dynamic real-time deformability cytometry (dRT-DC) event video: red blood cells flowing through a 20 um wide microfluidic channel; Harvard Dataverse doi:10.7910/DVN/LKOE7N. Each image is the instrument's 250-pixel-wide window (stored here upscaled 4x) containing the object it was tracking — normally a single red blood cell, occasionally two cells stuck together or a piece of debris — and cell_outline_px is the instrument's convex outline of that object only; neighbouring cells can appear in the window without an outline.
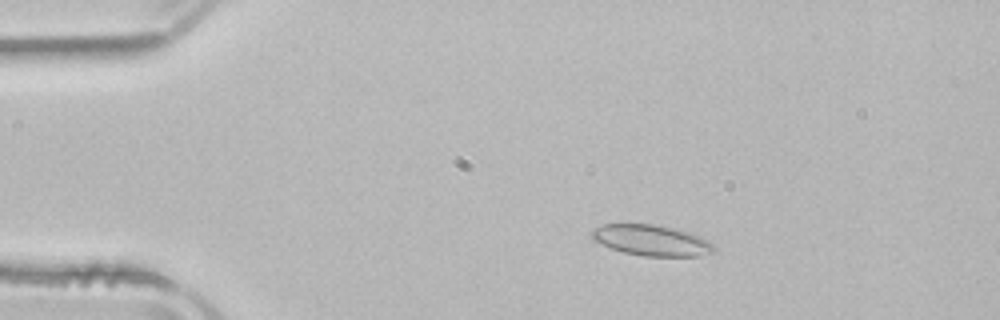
{"species": "common noctule bat (a hibernating species)", "species_latin": "Nyctalus noctula", "temperature_condition": "room temperature", "stored_images_in_passage": 52, "camera_frame_rate_fps": 3000, "um_per_image_px": 0.085, "animal": {"sex": "male", "body_mass_g": 21.5, "forearm_length_mm": 52.0}, "frame": {"image": 1, "passage_image": 10, "time_ms": 3.0, "image_size_px": [1000, 320], "cell_outline_px": [[716, 248], [712, 252], [700, 256], [644, 256], [624, 252], [612, 248], [592, 240], [588, 232], [592, 228], [604, 224], [652, 224], [672, 228], [688, 232], [700, 236], [708, 240]], "centroid_in_image_um": [55.33, 20.42], "position_along_channel_um": 29.7, "area_um2": 21.96}}
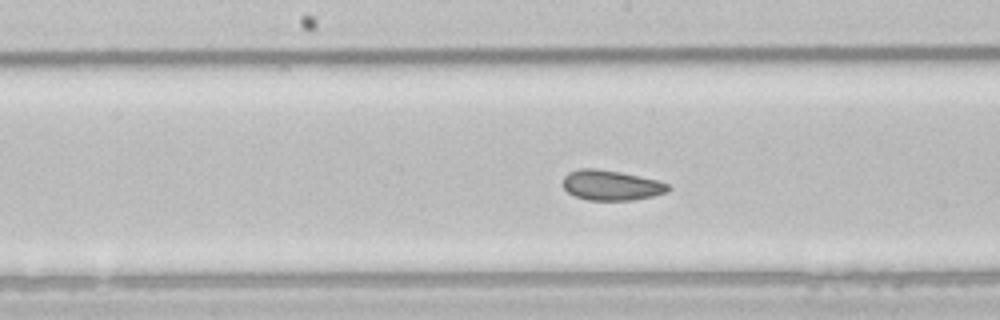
{"frame": {"image": 2, "passage_image": 27, "time_ms": 8.667, "image_size_px": [1000, 320], "cell_outline_px": [[672, 188], [668, 192], [652, 196], [632, 200], [588, 200], [576, 196], [568, 192], [564, 188], [564, 176], [568, 172], [580, 168], [596, 168], [620, 172], [656, 180], [668, 184]], "centroid_in_image_um": [51.95, 15.74], "position_along_channel_um": 196.2, "area_um2": 18.38}}
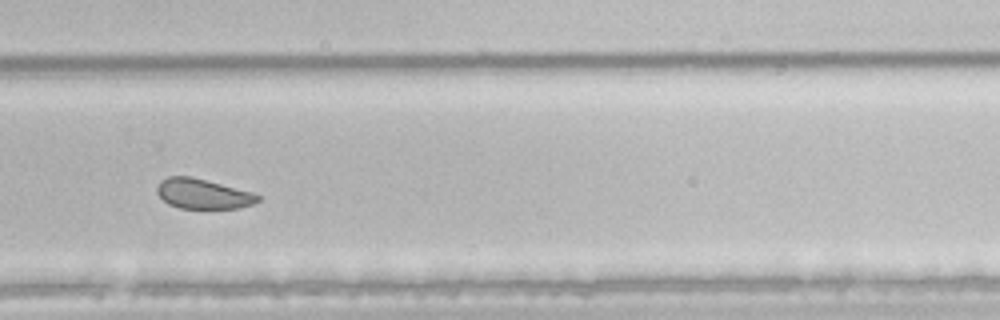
{"frame": {"image": 3, "passage_image": 36, "time_ms": 11.667, "image_size_px": [1000, 320], "cell_outline_px": [[260, 200], [252, 204], [240, 208], [180, 208], [168, 204], [156, 192], [156, 188], [160, 180], [168, 176], [188, 176], [252, 192], [260, 196]], "centroid_in_image_um": [17.22, 16.48], "position_along_channel_um": 312.6, "area_um2": 17.4}, "authors_computed_cell_mechanics": {"area_um2": 21.097, "velocity_mm_per_s": 3.892, "shape_relaxation_time_tau1_ms": 4.51, "shape_relaxation_time_tau2_ms": 1.1261, "deformation_change_tau1": 0.0545, "deformation_change_tau2": 0.0604}}